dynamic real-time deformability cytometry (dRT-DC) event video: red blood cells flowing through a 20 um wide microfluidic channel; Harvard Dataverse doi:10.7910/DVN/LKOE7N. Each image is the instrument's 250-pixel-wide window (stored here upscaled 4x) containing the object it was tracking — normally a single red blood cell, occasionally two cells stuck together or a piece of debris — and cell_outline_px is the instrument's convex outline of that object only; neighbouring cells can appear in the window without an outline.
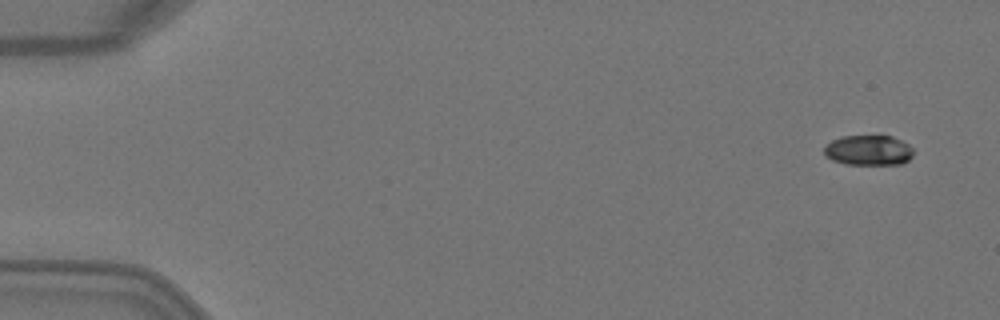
{"species": "Egyptian fruit bat (a non-hibernating species)", "species_latin": "Rousettus aegyptiacus", "temperature_condition": "warm", "stored_images_in_passage": 5, "segment_of_instrument_passage": [2, 2], "camera_frame_rate_fps": 3000, "um_per_image_px": 0.085, "animal": {"sex": "female"}, "frame": {"image": 1, "passage_image": 5, "time_ms": 1.333, "image_size_px": [1000, 320], "cell_outline_px": [[912, 156], [904, 164], [844, 164], [832, 160], [824, 156], [824, 148], [832, 140], [840, 136], [892, 136], [908, 144], [912, 148]], "centroid_in_image_um": [73.8, 12.78], "position_along_channel_um": 11.2, "area_um2": 15.72}}